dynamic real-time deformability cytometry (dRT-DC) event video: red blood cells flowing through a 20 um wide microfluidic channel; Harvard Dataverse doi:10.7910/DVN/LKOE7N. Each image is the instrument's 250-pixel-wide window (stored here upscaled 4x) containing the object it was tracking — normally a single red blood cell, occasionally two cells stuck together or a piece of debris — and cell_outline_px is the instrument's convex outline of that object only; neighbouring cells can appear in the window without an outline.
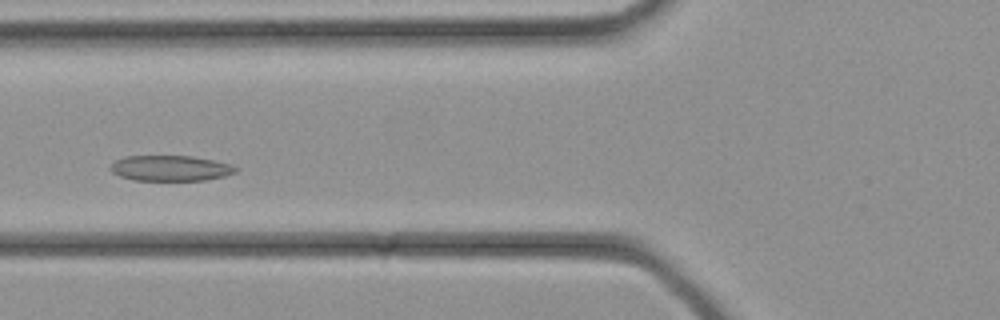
{"species": "common noctule bat (a hibernating species)", "species_latin": "Nyctalus noctula", "temperature_condition": "cold", "stored_images_in_passage": 28, "camera_frame_rate_fps": 3000, "um_per_image_px": 0.085, "animal": {"sex": "female", "body_mass_g": 21.9}, "frame": {"image": 1, "passage_image": 7, "time_ms": 2.0, "image_size_px": [1000, 320], "cell_outline_px": [[240, 168], [236, 172], [224, 176], [204, 180], [132, 180], [120, 176], [112, 172], [108, 168], [116, 160], [124, 156], [192, 156], [232, 164]], "centroid_in_image_um": [14.49, 14.29], "position_along_channel_um": 111.3, "area_um2": 18.67}}
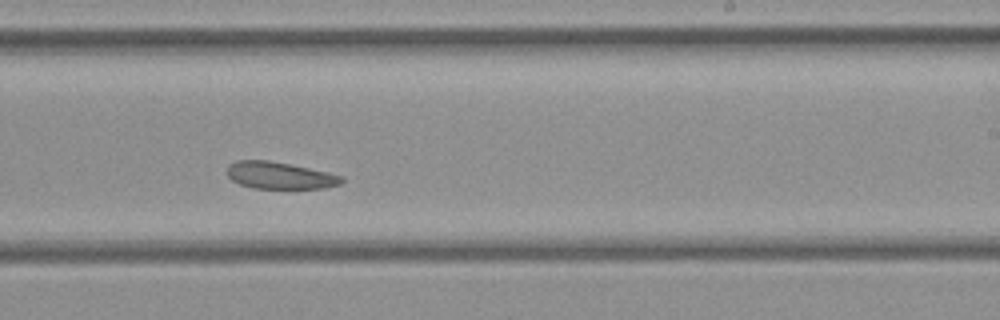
{"frame": {"image": 2, "passage_image": 15, "time_ms": 4.667, "image_size_px": [1000, 320], "cell_outline_px": [[344, 180], [340, 184], [324, 188], [252, 188], [240, 184], [232, 180], [228, 176], [228, 164], [236, 160], [268, 160], [328, 172], [344, 176]], "centroid_in_image_um": [23.78, 14.91], "position_along_channel_um": 265.2, "area_um2": 17.92}}
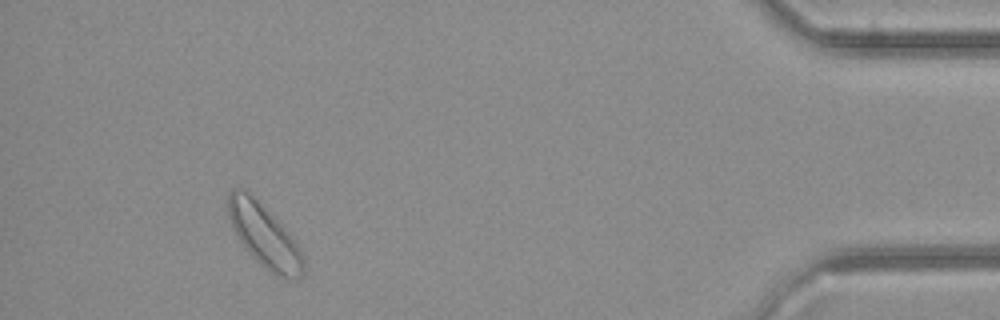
{"frame": {"image": 3, "passage_image": 26, "time_ms": 8.333, "image_size_px": [1000, 320], "cell_outline_px": [[304, 276], [300, 280], [288, 280], [264, 268], [248, 252], [236, 236], [228, 216], [228, 196], [232, 188], [244, 188], [288, 232], [300, 248], [304, 256]], "centroid_in_image_um": [22.48, 20.1], "position_along_channel_um": 412.7, "area_um2": 27.4}}